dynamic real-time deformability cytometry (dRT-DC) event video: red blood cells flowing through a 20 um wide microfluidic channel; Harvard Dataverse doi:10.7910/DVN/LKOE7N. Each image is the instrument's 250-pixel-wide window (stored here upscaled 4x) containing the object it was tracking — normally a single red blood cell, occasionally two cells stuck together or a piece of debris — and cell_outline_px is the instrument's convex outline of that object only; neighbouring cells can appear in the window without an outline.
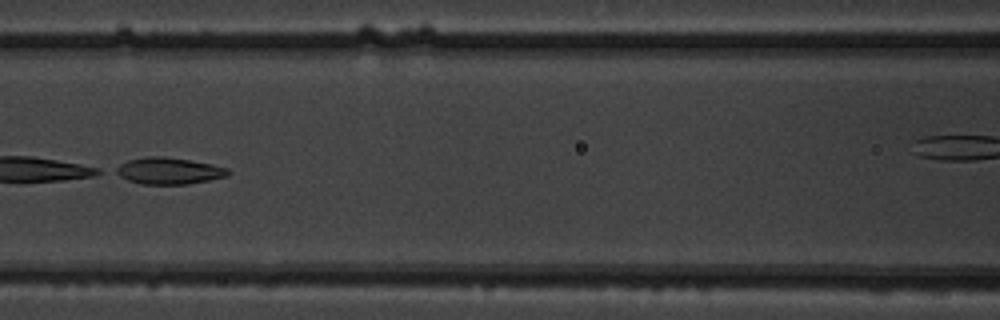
{"species": "common noctule bat (a hibernating species)", "species_latin": "Nyctalus noctula", "temperature_condition": "warm", "stored_images_in_passage": 54, "camera_frame_rate_fps": 3000, "um_per_image_px": 0.085, "animal": {"sex": "male", "body_mass_g": 19.5, "forearm_length_mm": 54.6}, "frame": {"image": 1, "passage_image": 25, "time_ms": 8.0, "image_size_px": [1000, 320], "cell_outline_px": [[232, 172], [228, 176], [188, 184], [140, 184], [128, 180], [112, 172], [112, 168], [128, 160], [148, 156], [164, 156], [192, 160], [212, 164], [228, 168]], "centroid_in_image_um": [14.33, 14.51], "position_along_channel_um": 152.3, "area_um2": 17.69}}
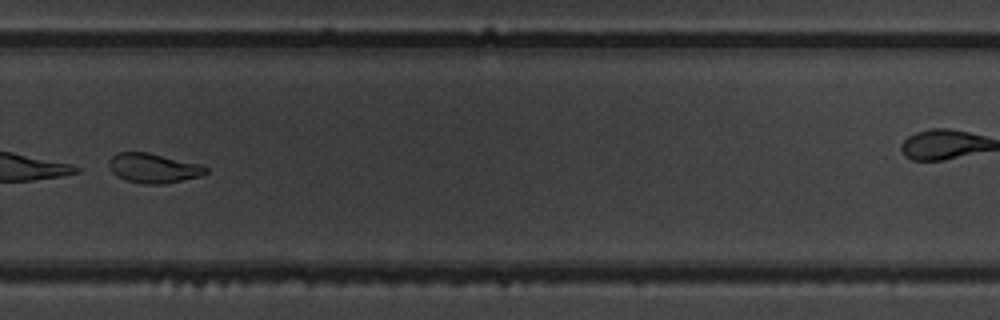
{"frame": {"image": 2, "passage_image": 38, "time_ms": 12.333, "image_size_px": [1000, 320], "cell_outline_px": [[208, 172], [200, 176], [164, 184], [144, 184], [124, 180], [116, 176], [108, 168], [108, 160], [116, 152], [148, 152], [200, 164], [208, 168]], "centroid_in_image_um": [12.99, 14.29], "position_along_channel_um": 316.8, "area_um2": 16.88}}